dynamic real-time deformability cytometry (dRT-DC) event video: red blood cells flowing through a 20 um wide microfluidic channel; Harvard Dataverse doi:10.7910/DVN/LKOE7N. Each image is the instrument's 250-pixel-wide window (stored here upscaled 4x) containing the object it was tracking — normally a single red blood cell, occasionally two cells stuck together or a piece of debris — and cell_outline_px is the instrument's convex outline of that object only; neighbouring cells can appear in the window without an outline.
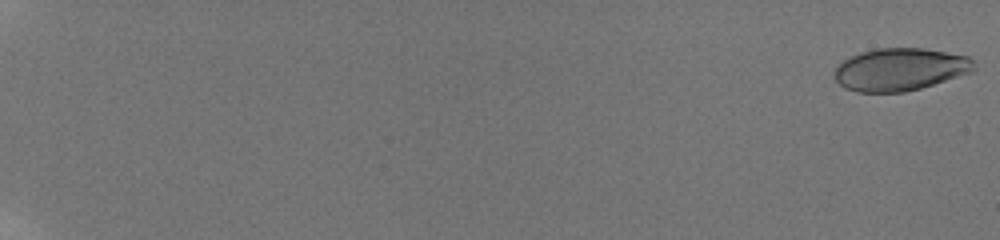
{"species": "human", "species_latin": "Homo sapiens", "temperature_condition": "room temperature", "stored_images_in_passage": 34, "camera_frame_rate_fps": 3000, "um_per_image_px": 0.085, "donor": {"sex": "male"}, "frame": {"image": 1, "passage_image": 1, "time_ms": 0.0, "image_size_px": [1000, 240], "cell_outline_px": [[976, 68], [972, 72], [920, 88], [904, 92], [856, 92], [844, 88], [832, 76], [836, 68], [844, 60], [860, 52], [876, 48], [924, 48], [968, 56], [972, 60]], "centroid_in_image_um": [76.49, 5.9], "position_along_channel_um": 8.5, "area_um2": 34.56}}
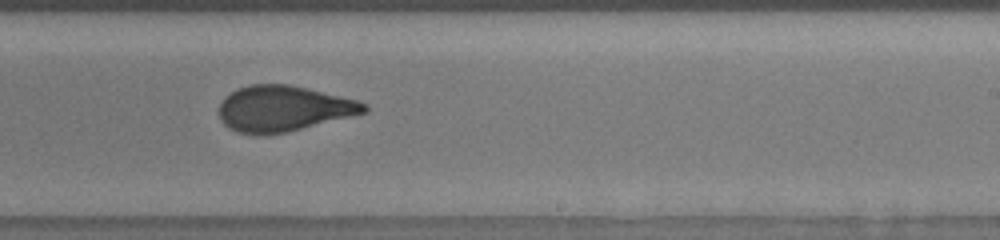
{"frame": {"image": 2, "passage_image": 29, "time_ms": 13.333, "image_size_px": [1000, 240], "cell_outline_px": [[368, 108], [364, 112], [288, 132], [260, 136], [256, 136], [236, 132], [228, 128], [220, 120], [220, 104], [224, 96], [236, 88], [248, 84], [288, 84], [356, 100], [368, 104]], "centroid_in_image_um": [24.0, 9.24], "position_along_channel_um": 265.0, "area_um2": 38.61}}
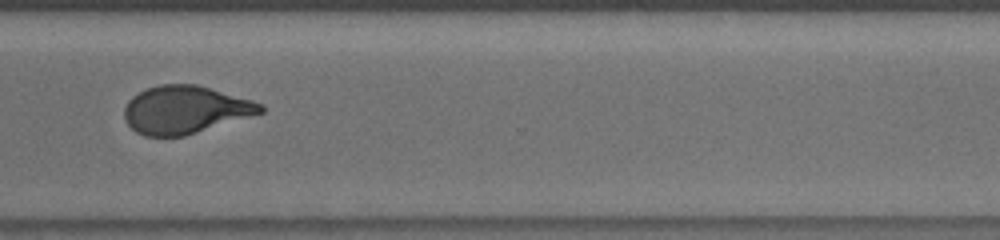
{"frame": {"image": 3, "passage_image": 31, "time_ms": 15.667, "image_size_px": [1000, 240], "cell_outline_px": [[264, 112], [184, 136], [144, 136], [136, 132], [124, 120], [124, 108], [128, 100], [132, 96], [148, 88], [160, 84], [196, 84], [252, 100], [264, 104]], "centroid_in_image_um": [15.72, 9.33], "position_along_channel_um": 354.9, "area_um2": 37.8}, "authors_computed_cell_mechanics": {"area_um2": 37.7723, "velocity_mm_per_s": 3.8591, "shape_relaxation_time_tau1_ms": 4.3212, "shape_relaxation_time_tau2_ms": 0.9391, "deformation_change_tau1": 0.1836, "deformation_change_tau2": 0.0703}}